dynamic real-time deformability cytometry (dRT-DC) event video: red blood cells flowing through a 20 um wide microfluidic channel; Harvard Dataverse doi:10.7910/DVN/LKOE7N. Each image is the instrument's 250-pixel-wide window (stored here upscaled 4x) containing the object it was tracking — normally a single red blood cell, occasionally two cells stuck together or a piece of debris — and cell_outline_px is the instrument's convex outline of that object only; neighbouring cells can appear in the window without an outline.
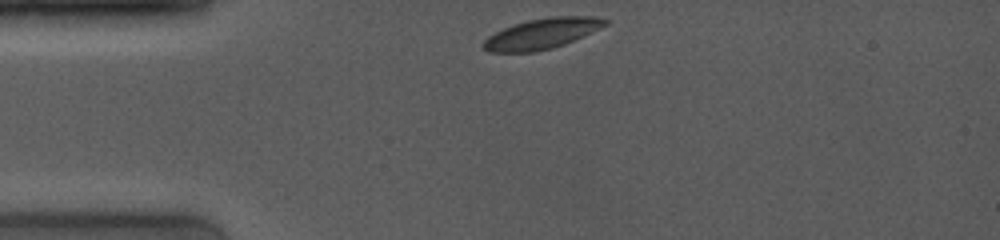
{"species": "common noctule bat (a hibernating species)", "species_latin": "Nyctalus noctula", "temperature_condition": "room temperature", "stored_images_in_passage": 32, "camera_frame_rate_fps": 4000, "um_per_image_px": 0.085, "animal": {"sex": "female", "body_mass_g": 19.0, "forearm_length_mm": 53.3}, "frame": {"image": 1, "passage_image": 1, "time_ms": 0.0, "image_size_px": [1000, 240], "cell_outline_px": [[612, 20], [608, 24], [600, 28], [564, 44], [552, 48], [532, 52], [488, 52], [480, 44], [488, 36], [512, 24], [528, 20], [548, 16], [596, 16]], "centroid_in_image_um": [46.07, 2.84], "position_along_channel_um": 38.9, "area_um2": 21.73}}
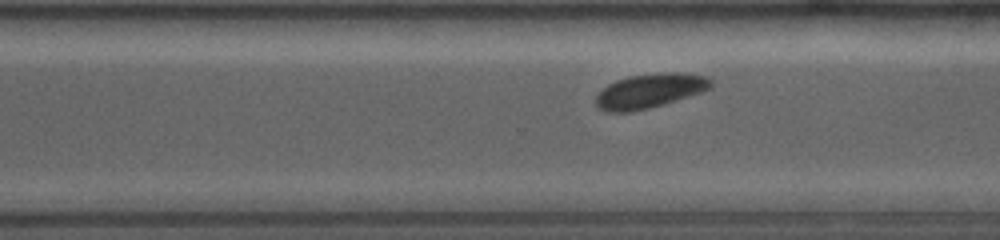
{"frame": {"image": 2, "passage_image": 24, "time_ms": 7.75, "image_size_px": [1000, 240], "cell_outline_px": [[712, 88], [700, 92], [648, 108], [632, 112], [604, 112], [596, 104], [596, 96], [608, 84], [616, 80], [632, 76], [668, 72], [676, 72], [704, 76], [712, 80]], "centroid_in_image_um": [55.2, 7.73], "position_along_channel_um": 315.4, "area_um2": 22.54}}
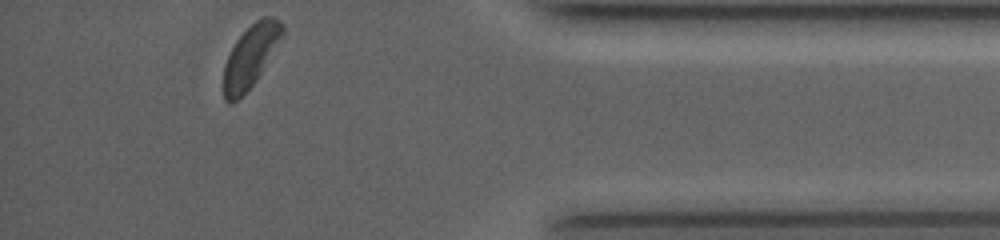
{"frame": {"image": 3, "passage_image": 32, "time_ms": 10.75, "image_size_px": [1000, 240], "cell_outline_px": [[284, 36], [252, 84], [232, 104], [228, 104], [224, 100], [224, 64], [236, 40], [256, 20], [264, 16], [276, 16], [284, 24]], "centroid_in_image_um": [21.32, 4.73], "position_along_channel_um": 413.9, "area_um2": 20.98}, "authors_computed_cell_mechanics": {"area_um2": 22.4842, "velocity_mm_per_s": 3.9553, "shape_relaxation_time_tau1_ms": 1.4083, "shape_relaxation_time_tau2_ms": null, "deformation_change_tau1": 0.0814, "deformation_change_tau2": null}}